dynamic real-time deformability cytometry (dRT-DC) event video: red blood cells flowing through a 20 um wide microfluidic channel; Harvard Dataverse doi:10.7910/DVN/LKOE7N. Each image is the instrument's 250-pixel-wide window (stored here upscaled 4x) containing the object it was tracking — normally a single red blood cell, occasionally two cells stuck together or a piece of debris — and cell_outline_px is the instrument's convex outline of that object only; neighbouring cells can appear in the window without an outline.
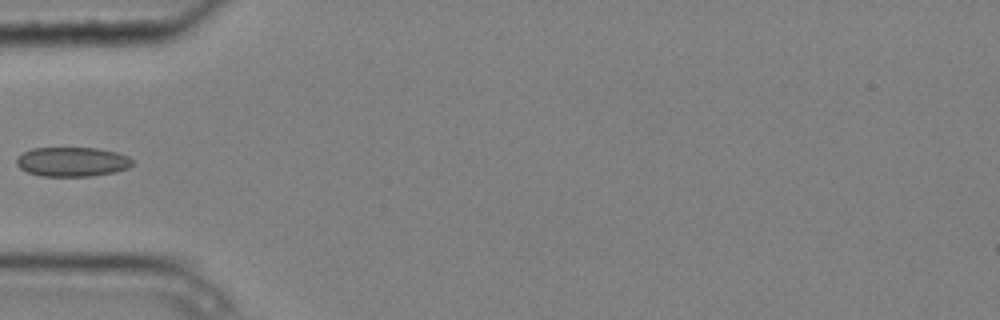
{"species": "common noctule bat (a hibernating species)", "species_latin": "Nyctalus noctula", "temperature_condition": "cold", "stored_images_in_passage": 5, "camera_frame_rate_fps": 3000, "um_per_image_px": 0.085, "animal": {"sex": "male", "body_mass_g": 20.4}, "frame": {"image": 1, "passage_image": 4, "time_ms": 1.0, "image_size_px": [1000, 320], "cell_outline_px": [[132, 164], [128, 168], [116, 172], [92, 176], [40, 176], [28, 172], [20, 168], [16, 164], [16, 156], [32, 148], [96, 148], [116, 152], [128, 156], [132, 160]], "centroid_in_image_um": [6.12, 13.75], "position_along_channel_um": 78.9, "area_um2": 19.94}}
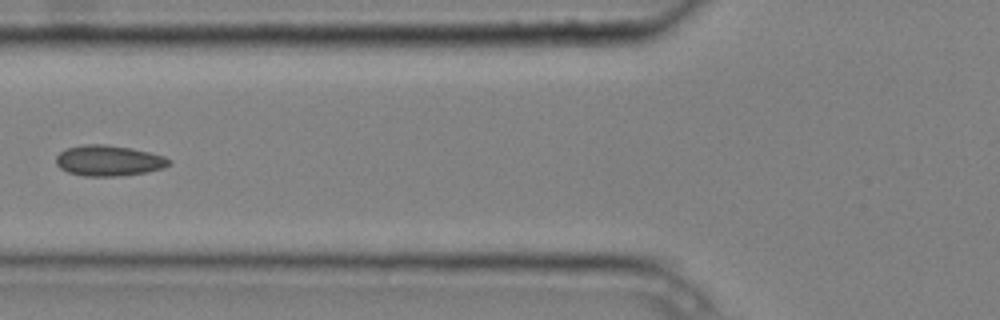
{"frame": {"image": 2, "passage_image": 5, "time_ms": 1.333, "image_size_px": [1000, 320], "cell_outline_px": [[172, 160], [164, 168], [148, 172], [120, 176], [84, 176], [68, 172], [60, 168], [56, 164], [56, 156], [60, 152], [68, 148], [84, 144], [104, 144], [132, 148], [164, 156]], "centroid_in_image_um": [9.24, 13.66], "position_along_channel_um": 116.6, "area_um2": 20.23}}